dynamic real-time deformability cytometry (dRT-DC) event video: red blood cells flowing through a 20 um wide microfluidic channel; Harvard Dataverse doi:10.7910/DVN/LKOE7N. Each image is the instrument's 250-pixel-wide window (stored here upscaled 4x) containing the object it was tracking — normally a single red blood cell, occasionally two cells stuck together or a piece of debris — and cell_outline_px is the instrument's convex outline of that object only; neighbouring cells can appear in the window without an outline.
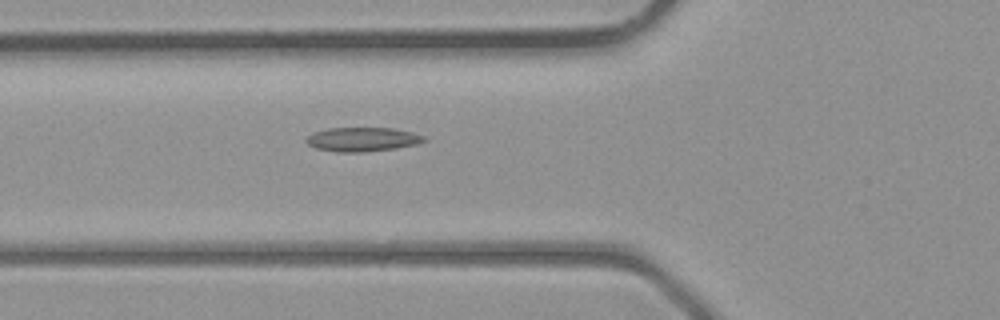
{"species": "common noctule bat (a hibernating species)", "species_latin": "Nyctalus noctula", "temperature_condition": "room temperature", "stored_images_in_passage": 5, "camera_frame_rate_fps": 3000, "um_per_image_px": 0.085, "animal": {"sex": "male", "body_mass_g": 23.1, "forearm_length_mm": 52.7}, "frame": {"image": 1, "passage_image": 5, "time_ms": 5.667, "image_size_px": [1000, 320], "cell_outline_px": [[428, 140], [416, 144], [396, 148], [364, 152], [336, 152], [316, 148], [308, 144], [304, 140], [312, 132], [328, 128], [392, 128], [412, 132], [424, 136]], "centroid_in_image_um": [30.79, 11.84], "position_along_channel_um": 95.0, "area_um2": 16.59}}